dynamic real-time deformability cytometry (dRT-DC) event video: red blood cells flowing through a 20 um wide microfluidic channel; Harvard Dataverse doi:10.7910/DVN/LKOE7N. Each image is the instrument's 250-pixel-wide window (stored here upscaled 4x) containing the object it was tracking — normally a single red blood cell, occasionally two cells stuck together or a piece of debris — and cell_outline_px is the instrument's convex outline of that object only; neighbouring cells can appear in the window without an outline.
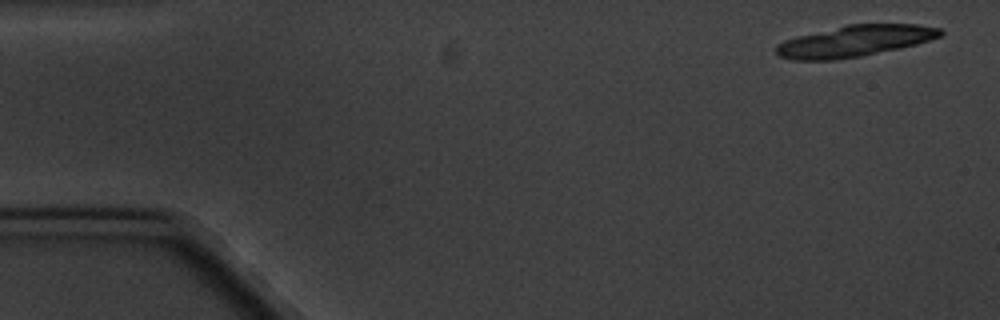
{"species": "common noctule bat (a hibernating species)", "species_latin": "Nyctalus noctula", "temperature_condition": "cold", "stored_images_in_passage": 6, "camera_frame_rate_fps": 3000, "um_per_image_px": 0.085, "animal": {"sex": "male", "body_mass_g": 20.1, "forearm_length_mm": 53.5}, "frame": {"image": 1, "passage_image": 1, "time_ms": 0.0, "image_size_px": [1000, 320], "cell_outline_px": [[944, 32], [940, 36], [916, 44], [900, 48], [860, 56], [836, 60], [792, 60], [780, 56], [776, 52], [776, 44], [784, 40], [796, 36], [848, 24], [916, 24], [940, 28]], "centroid_in_image_um": [72.62, 3.49], "position_along_channel_um": 12.4, "area_um2": 29.82}}